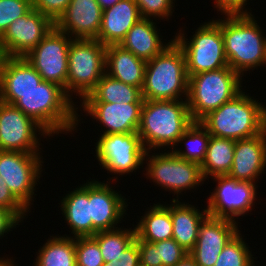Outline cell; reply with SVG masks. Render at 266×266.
<instances>
[{
  "label": "cell",
  "instance_id": "obj_4",
  "mask_svg": "<svg viewBox=\"0 0 266 266\" xmlns=\"http://www.w3.org/2000/svg\"><path fill=\"white\" fill-rule=\"evenodd\" d=\"M252 15H225L221 19L228 66L241 77L266 63V36Z\"/></svg>",
  "mask_w": 266,
  "mask_h": 266
},
{
  "label": "cell",
  "instance_id": "obj_21",
  "mask_svg": "<svg viewBox=\"0 0 266 266\" xmlns=\"http://www.w3.org/2000/svg\"><path fill=\"white\" fill-rule=\"evenodd\" d=\"M41 81L25 57H7L0 73V101L14 105L21 94L33 90Z\"/></svg>",
  "mask_w": 266,
  "mask_h": 266
},
{
  "label": "cell",
  "instance_id": "obj_33",
  "mask_svg": "<svg viewBox=\"0 0 266 266\" xmlns=\"http://www.w3.org/2000/svg\"><path fill=\"white\" fill-rule=\"evenodd\" d=\"M238 232L222 249L214 266H254V255Z\"/></svg>",
  "mask_w": 266,
  "mask_h": 266
},
{
  "label": "cell",
  "instance_id": "obj_43",
  "mask_svg": "<svg viewBox=\"0 0 266 266\" xmlns=\"http://www.w3.org/2000/svg\"><path fill=\"white\" fill-rule=\"evenodd\" d=\"M19 220L7 209L0 207V238L19 226ZM2 236V237H1Z\"/></svg>",
  "mask_w": 266,
  "mask_h": 266
},
{
  "label": "cell",
  "instance_id": "obj_5",
  "mask_svg": "<svg viewBox=\"0 0 266 266\" xmlns=\"http://www.w3.org/2000/svg\"><path fill=\"white\" fill-rule=\"evenodd\" d=\"M188 84L186 58L175 40L153 59L146 61L142 87L144 100H187Z\"/></svg>",
  "mask_w": 266,
  "mask_h": 266
},
{
  "label": "cell",
  "instance_id": "obj_36",
  "mask_svg": "<svg viewBox=\"0 0 266 266\" xmlns=\"http://www.w3.org/2000/svg\"><path fill=\"white\" fill-rule=\"evenodd\" d=\"M140 15L146 19L169 20L174 10L175 0H135Z\"/></svg>",
  "mask_w": 266,
  "mask_h": 266
},
{
  "label": "cell",
  "instance_id": "obj_37",
  "mask_svg": "<svg viewBox=\"0 0 266 266\" xmlns=\"http://www.w3.org/2000/svg\"><path fill=\"white\" fill-rule=\"evenodd\" d=\"M153 244L157 247L158 262H162V266H175L189 254L173 238Z\"/></svg>",
  "mask_w": 266,
  "mask_h": 266
},
{
  "label": "cell",
  "instance_id": "obj_41",
  "mask_svg": "<svg viewBox=\"0 0 266 266\" xmlns=\"http://www.w3.org/2000/svg\"><path fill=\"white\" fill-rule=\"evenodd\" d=\"M249 1V0H248ZM247 0H214V8L223 15H252L245 5ZM245 9V10H244Z\"/></svg>",
  "mask_w": 266,
  "mask_h": 266
},
{
  "label": "cell",
  "instance_id": "obj_23",
  "mask_svg": "<svg viewBox=\"0 0 266 266\" xmlns=\"http://www.w3.org/2000/svg\"><path fill=\"white\" fill-rule=\"evenodd\" d=\"M156 24L152 19L141 18L128 31L119 45L145 61L153 59L174 40L171 39L168 43H163L162 35L160 36L159 33L160 29Z\"/></svg>",
  "mask_w": 266,
  "mask_h": 266
},
{
  "label": "cell",
  "instance_id": "obj_27",
  "mask_svg": "<svg viewBox=\"0 0 266 266\" xmlns=\"http://www.w3.org/2000/svg\"><path fill=\"white\" fill-rule=\"evenodd\" d=\"M135 225L136 236L150 243L173 238L171 204H154Z\"/></svg>",
  "mask_w": 266,
  "mask_h": 266
},
{
  "label": "cell",
  "instance_id": "obj_45",
  "mask_svg": "<svg viewBox=\"0 0 266 266\" xmlns=\"http://www.w3.org/2000/svg\"><path fill=\"white\" fill-rule=\"evenodd\" d=\"M96 1L98 2L102 10H105V9L111 8L120 0H96Z\"/></svg>",
  "mask_w": 266,
  "mask_h": 266
},
{
  "label": "cell",
  "instance_id": "obj_30",
  "mask_svg": "<svg viewBox=\"0 0 266 266\" xmlns=\"http://www.w3.org/2000/svg\"><path fill=\"white\" fill-rule=\"evenodd\" d=\"M35 260V266H76L75 237L50 236Z\"/></svg>",
  "mask_w": 266,
  "mask_h": 266
},
{
  "label": "cell",
  "instance_id": "obj_34",
  "mask_svg": "<svg viewBox=\"0 0 266 266\" xmlns=\"http://www.w3.org/2000/svg\"><path fill=\"white\" fill-rule=\"evenodd\" d=\"M76 266H102L98 242L92 237H75Z\"/></svg>",
  "mask_w": 266,
  "mask_h": 266
},
{
  "label": "cell",
  "instance_id": "obj_40",
  "mask_svg": "<svg viewBox=\"0 0 266 266\" xmlns=\"http://www.w3.org/2000/svg\"><path fill=\"white\" fill-rule=\"evenodd\" d=\"M102 266H140L138 237L114 260L104 263Z\"/></svg>",
  "mask_w": 266,
  "mask_h": 266
},
{
  "label": "cell",
  "instance_id": "obj_25",
  "mask_svg": "<svg viewBox=\"0 0 266 266\" xmlns=\"http://www.w3.org/2000/svg\"><path fill=\"white\" fill-rule=\"evenodd\" d=\"M185 203L179 200H172V230L173 239L187 252H190L197 242L200 224L209 215L206 208L200 211L198 206Z\"/></svg>",
  "mask_w": 266,
  "mask_h": 266
},
{
  "label": "cell",
  "instance_id": "obj_35",
  "mask_svg": "<svg viewBox=\"0 0 266 266\" xmlns=\"http://www.w3.org/2000/svg\"><path fill=\"white\" fill-rule=\"evenodd\" d=\"M33 8L32 0H0V37L17 18Z\"/></svg>",
  "mask_w": 266,
  "mask_h": 266
},
{
  "label": "cell",
  "instance_id": "obj_29",
  "mask_svg": "<svg viewBox=\"0 0 266 266\" xmlns=\"http://www.w3.org/2000/svg\"><path fill=\"white\" fill-rule=\"evenodd\" d=\"M235 140L210 136L205 160L201 164V173L205 179L209 176L228 175L234 158Z\"/></svg>",
  "mask_w": 266,
  "mask_h": 266
},
{
  "label": "cell",
  "instance_id": "obj_42",
  "mask_svg": "<svg viewBox=\"0 0 266 266\" xmlns=\"http://www.w3.org/2000/svg\"><path fill=\"white\" fill-rule=\"evenodd\" d=\"M138 248L140 266H162V262H158L157 247L153 243L138 238Z\"/></svg>",
  "mask_w": 266,
  "mask_h": 266
},
{
  "label": "cell",
  "instance_id": "obj_20",
  "mask_svg": "<svg viewBox=\"0 0 266 266\" xmlns=\"http://www.w3.org/2000/svg\"><path fill=\"white\" fill-rule=\"evenodd\" d=\"M266 168V130L235 141L232 167L227 176L236 181L255 183Z\"/></svg>",
  "mask_w": 266,
  "mask_h": 266
},
{
  "label": "cell",
  "instance_id": "obj_31",
  "mask_svg": "<svg viewBox=\"0 0 266 266\" xmlns=\"http://www.w3.org/2000/svg\"><path fill=\"white\" fill-rule=\"evenodd\" d=\"M210 136L209 132L199 122H193L179 138L177 147L171 151L179 158L201 166L206 157ZM179 143H184L186 148L184 150L179 149Z\"/></svg>",
  "mask_w": 266,
  "mask_h": 266
},
{
  "label": "cell",
  "instance_id": "obj_12",
  "mask_svg": "<svg viewBox=\"0 0 266 266\" xmlns=\"http://www.w3.org/2000/svg\"><path fill=\"white\" fill-rule=\"evenodd\" d=\"M71 40L69 35L54 26L42 41L24 56L42 80L59 85L65 92Z\"/></svg>",
  "mask_w": 266,
  "mask_h": 266
},
{
  "label": "cell",
  "instance_id": "obj_6",
  "mask_svg": "<svg viewBox=\"0 0 266 266\" xmlns=\"http://www.w3.org/2000/svg\"><path fill=\"white\" fill-rule=\"evenodd\" d=\"M242 81L229 66L190 76L187 105L193 122L232 100L243 90Z\"/></svg>",
  "mask_w": 266,
  "mask_h": 266
},
{
  "label": "cell",
  "instance_id": "obj_18",
  "mask_svg": "<svg viewBox=\"0 0 266 266\" xmlns=\"http://www.w3.org/2000/svg\"><path fill=\"white\" fill-rule=\"evenodd\" d=\"M143 103L81 102L80 111L90 115L105 131L103 134L137 132ZM82 107V108H81Z\"/></svg>",
  "mask_w": 266,
  "mask_h": 266
},
{
  "label": "cell",
  "instance_id": "obj_19",
  "mask_svg": "<svg viewBox=\"0 0 266 266\" xmlns=\"http://www.w3.org/2000/svg\"><path fill=\"white\" fill-rule=\"evenodd\" d=\"M103 10L96 0H71L55 27L72 39L98 38Z\"/></svg>",
  "mask_w": 266,
  "mask_h": 266
},
{
  "label": "cell",
  "instance_id": "obj_15",
  "mask_svg": "<svg viewBox=\"0 0 266 266\" xmlns=\"http://www.w3.org/2000/svg\"><path fill=\"white\" fill-rule=\"evenodd\" d=\"M54 26L49 17L32 8L9 25L0 37V43L7 57H24Z\"/></svg>",
  "mask_w": 266,
  "mask_h": 266
},
{
  "label": "cell",
  "instance_id": "obj_22",
  "mask_svg": "<svg viewBox=\"0 0 266 266\" xmlns=\"http://www.w3.org/2000/svg\"><path fill=\"white\" fill-rule=\"evenodd\" d=\"M135 0H120L103 10L101 27L96 40L103 45H119L133 25L141 19Z\"/></svg>",
  "mask_w": 266,
  "mask_h": 266
},
{
  "label": "cell",
  "instance_id": "obj_14",
  "mask_svg": "<svg viewBox=\"0 0 266 266\" xmlns=\"http://www.w3.org/2000/svg\"><path fill=\"white\" fill-rule=\"evenodd\" d=\"M216 188L208 197V215L236 221L252 211L257 200V185L250 182L236 181L229 176H215Z\"/></svg>",
  "mask_w": 266,
  "mask_h": 266
},
{
  "label": "cell",
  "instance_id": "obj_38",
  "mask_svg": "<svg viewBox=\"0 0 266 266\" xmlns=\"http://www.w3.org/2000/svg\"><path fill=\"white\" fill-rule=\"evenodd\" d=\"M0 207L9 210L19 221H23L29 211L10 191L0 176ZM24 218V219H23Z\"/></svg>",
  "mask_w": 266,
  "mask_h": 266
},
{
  "label": "cell",
  "instance_id": "obj_11",
  "mask_svg": "<svg viewBox=\"0 0 266 266\" xmlns=\"http://www.w3.org/2000/svg\"><path fill=\"white\" fill-rule=\"evenodd\" d=\"M40 154L0 150V176L13 195L28 210L32 207L36 195L35 188L38 186L36 184L44 171L43 156Z\"/></svg>",
  "mask_w": 266,
  "mask_h": 266
},
{
  "label": "cell",
  "instance_id": "obj_3",
  "mask_svg": "<svg viewBox=\"0 0 266 266\" xmlns=\"http://www.w3.org/2000/svg\"><path fill=\"white\" fill-rule=\"evenodd\" d=\"M244 91L199 121L211 136L236 141L266 130V105Z\"/></svg>",
  "mask_w": 266,
  "mask_h": 266
},
{
  "label": "cell",
  "instance_id": "obj_1",
  "mask_svg": "<svg viewBox=\"0 0 266 266\" xmlns=\"http://www.w3.org/2000/svg\"><path fill=\"white\" fill-rule=\"evenodd\" d=\"M14 106L38 123L50 137L72 133L81 122L77 113L79 106L62 87L44 80L33 90L21 94Z\"/></svg>",
  "mask_w": 266,
  "mask_h": 266
},
{
  "label": "cell",
  "instance_id": "obj_17",
  "mask_svg": "<svg viewBox=\"0 0 266 266\" xmlns=\"http://www.w3.org/2000/svg\"><path fill=\"white\" fill-rule=\"evenodd\" d=\"M239 231L234 220L208 216L200 224L197 242L189 255L198 266H214L222 249Z\"/></svg>",
  "mask_w": 266,
  "mask_h": 266
},
{
  "label": "cell",
  "instance_id": "obj_28",
  "mask_svg": "<svg viewBox=\"0 0 266 266\" xmlns=\"http://www.w3.org/2000/svg\"><path fill=\"white\" fill-rule=\"evenodd\" d=\"M82 102L143 103L142 90L104 74Z\"/></svg>",
  "mask_w": 266,
  "mask_h": 266
},
{
  "label": "cell",
  "instance_id": "obj_44",
  "mask_svg": "<svg viewBox=\"0 0 266 266\" xmlns=\"http://www.w3.org/2000/svg\"><path fill=\"white\" fill-rule=\"evenodd\" d=\"M175 266H198L193 258L188 254Z\"/></svg>",
  "mask_w": 266,
  "mask_h": 266
},
{
  "label": "cell",
  "instance_id": "obj_9",
  "mask_svg": "<svg viewBox=\"0 0 266 266\" xmlns=\"http://www.w3.org/2000/svg\"><path fill=\"white\" fill-rule=\"evenodd\" d=\"M146 151L144 162L146 165V178L150 179L156 186H161L165 191H171L179 200V195L190 189H194L204 184L201 173V166L179 158L171 150L167 152L152 153ZM148 161V162H147Z\"/></svg>",
  "mask_w": 266,
  "mask_h": 266
},
{
  "label": "cell",
  "instance_id": "obj_24",
  "mask_svg": "<svg viewBox=\"0 0 266 266\" xmlns=\"http://www.w3.org/2000/svg\"><path fill=\"white\" fill-rule=\"evenodd\" d=\"M146 61L120 45L106 46L105 73L142 90Z\"/></svg>",
  "mask_w": 266,
  "mask_h": 266
},
{
  "label": "cell",
  "instance_id": "obj_7",
  "mask_svg": "<svg viewBox=\"0 0 266 266\" xmlns=\"http://www.w3.org/2000/svg\"><path fill=\"white\" fill-rule=\"evenodd\" d=\"M201 24L190 38L185 36L187 34L182 28L173 36L184 52L188 77L228 66L221 19Z\"/></svg>",
  "mask_w": 266,
  "mask_h": 266
},
{
  "label": "cell",
  "instance_id": "obj_32",
  "mask_svg": "<svg viewBox=\"0 0 266 266\" xmlns=\"http://www.w3.org/2000/svg\"><path fill=\"white\" fill-rule=\"evenodd\" d=\"M99 244L104 263L119 256L136 239L135 226L131 228L118 227L112 230L99 231L92 236Z\"/></svg>",
  "mask_w": 266,
  "mask_h": 266
},
{
  "label": "cell",
  "instance_id": "obj_46",
  "mask_svg": "<svg viewBox=\"0 0 266 266\" xmlns=\"http://www.w3.org/2000/svg\"><path fill=\"white\" fill-rule=\"evenodd\" d=\"M0 266H18L13 259H5L4 257L0 258Z\"/></svg>",
  "mask_w": 266,
  "mask_h": 266
},
{
  "label": "cell",
  "instance_id": "obj_47",
  "mask_svg": "<svg viewBox=\"0 0 266 266\" xmlns=\"http://www.w3.org/2000/svg\"><path fill=\"white\" fill-rule=\"evenodd\" d=\"M7 58L4 50H3V46L1 45L0 43V73H1V70H2V66H3V63H4V60Z\"/></svg>",
  "mask_w": 266,
  "mask_h": 266
},
{
  "label": "cell",
  "instance_id": "obj_16",
  "mask_svg": "<svg viewBox=\"0 0 266 266\" xmlns=\"http://www.w3.org/2000/svg\"><path fill=\"white\" fill-rule=\"evenodd\" d=\"M107 182L89 181V202L90 217L92 219V236L99 231H106L118 228L122 223L128 208L127 199L117 191L112 189V181L118 180L117 177L107 178ZM111 186V187H110ZM124 216V217H123ZM117 225V227H116Z\"/></svg>",
  "mask_w": 266,
  "mask_h": 266
},
{
  "label": "cell",
  "instance_id": "obj_39",
  "mask_svg": "<svg viewBox=\"0 0 266 266\" xmlns=\"http://www.w3.org/2000/svg\"><path fill=\"white\" fill-rule=\"evenodd\" d=\"M71 0H32L33 8L49 17L54 23L65 12Z\"/></svg>",
  "mask_w": 266,
  "mask_h": 266
},
{
  "label": "cell",
  "instance_id": "obj_10",
  "mask_svg": "<svg viewBox=\"0 0 266 266\" xmlns=\"http://www.w3.org/2000/svg\"><path fill=\"white\" fill-rule=\"evenodd\" d=\"M100 134L95 145V156L108 174L123 176L145 165L146 150L137 132Z\"/></svg>",
  "mask_w": 266,
  "mask_h": 266
},
{
  "label": "cell",
  "instance_id": "obj_26",
  "mask_svg": "<svg viewBox=\"0 0 266 266\" xmlns=\"http://www.w3.org/2000/svg\"><path fill=\"white\" fill-rule=\"evenodd\" d=\"M69 191L60 201L61 213L71 229V237L92 236V219L90 217L89 180Z\"/></svg>",
  "mask_w": 266,
  "mask_h": 266
},
{
  "label": "cell",
  "instance_id": "obj_8",
  "mask_svg": "<svg viewBox=\"0 0 266 266\" xmlns=\"http://www.w3.org/2000/svg\"><path fill=\"white\" fill-rule=\"evenodd\" d=\"M106 46L94 39H72L68 50L66 94L81 102L105 74Z\"/></svg>",
  "mask_w": 266,
  "mask_h": 266
},
{
  "label": "cell",
  "instance_id": "obj_13",
  "mask_svg": "<svg viewBox=\"0 0 266 266\" xmlns=\"http://www.w3.org/2000/svg\"><path fill=\"white\" fill-rule=\"evenodd\" d=\"M39 132V133H38ZM41 134L50 136L36 123L14 105L0 101V150L26 153H41L39 146ZM40 139V140H39ZM40 149V150H39Z\"/></svg>",
  "mask_w": 266,
  "mask_h": 266
},
{
  "label": "cell",
  "instance_id": "obj_2",
  "mask_svg": "<svg viewBox=\"0 0 266 266\" xmlns=\"http://www.w3.org/2000/svg\"><path fill=\"white\" fill-rule=\"evenodd\" d=\"M192 123L187 100H144L137 133L146 151L170 150Z\"/></svg>",
  "mask_w": 266,
  "mask_h": 266
}]
</instances>
